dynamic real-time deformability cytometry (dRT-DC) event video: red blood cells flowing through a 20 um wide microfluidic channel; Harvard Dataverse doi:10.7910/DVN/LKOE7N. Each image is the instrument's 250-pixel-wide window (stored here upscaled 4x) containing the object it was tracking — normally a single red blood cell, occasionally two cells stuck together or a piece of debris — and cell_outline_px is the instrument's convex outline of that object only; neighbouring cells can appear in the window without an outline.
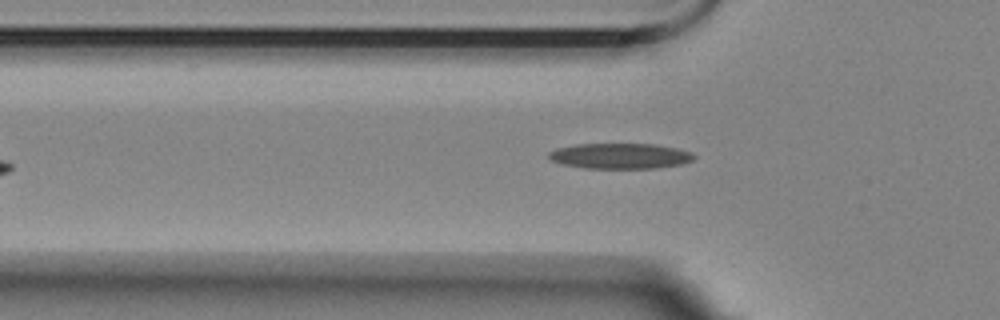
{"species": "Egyptian fruit bat (a non-hibernating species)", "species_latin": "Rousettus aegyptiacus", "temperature_condition": "room temperature", "stored_images_in_passage": 6, "camera_frame_rate_fps": 3000, "um_per_image_px": 0.085, "animal": {"sex": "female"}, "frame": {"image": 1, "passage_image": 6, "time_ms": 6.333, "image_size_px": [1000, 320], "cell_outline_px": [[696, 156], [692, 160], [680, 164], [656, 168], [584, 168], [560, 164], [552, 160], [548, 156], [548, 152], [556, 148], [576, 144], [656, 144], [676, 148], [692, 152]], "centroid_in_image_um": [52.69, 13.25], "position_along_channel_um": 73.1, "area_um2": 21.62}}